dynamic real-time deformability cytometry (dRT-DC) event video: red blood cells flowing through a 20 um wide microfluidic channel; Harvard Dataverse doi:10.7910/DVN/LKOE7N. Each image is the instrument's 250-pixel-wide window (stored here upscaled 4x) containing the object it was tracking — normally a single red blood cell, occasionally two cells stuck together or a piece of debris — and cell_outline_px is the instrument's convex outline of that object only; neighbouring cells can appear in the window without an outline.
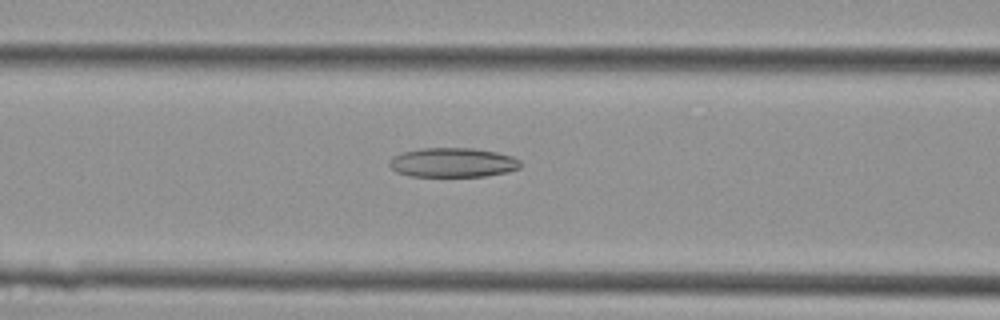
{"species": "Egyptian fruit bat (a non-hibernating species)", "species_latin": "Rousettus aegyptiacus", "temperature_condition": "cold", "stored_images_in_passage": 34, "camera_frame_rate_fps": 3000, "um_per_image_px": 0.085, "animal": {"sex": "female"}, "frame": {"image": 1, "passage_image": 18, "time_ms": 5.667, "image_size_px": [1000, 320], "cell_outline_px": [[520, 168], [508, 172], [484, 176], [408, 176], [396, 172], [388, 164], [388, 160], [404, 152], [420, 148], [472, 148], [496, 152], [512, 156], [520, 160]], "centroid_in_image_um": [38.49, 13.82], "position_along_channel_um": 128.1, "area_um2": 22.43}}
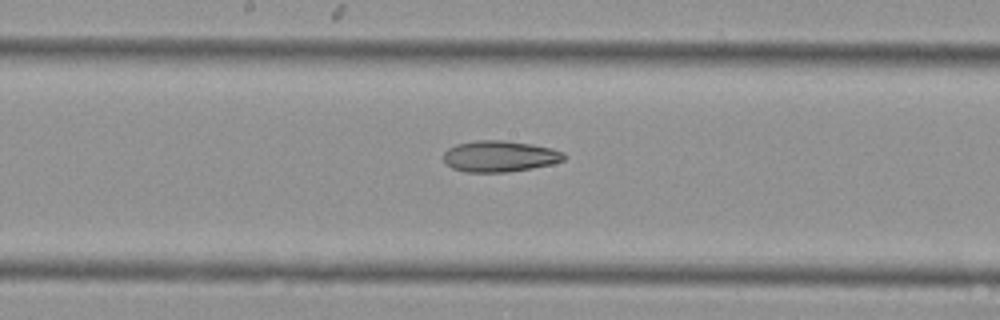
{"frame": {"image": 2, "passage_image": 23, "time_ms": 7.333, "image_size_px": [1000, 320], "cell_outline_px": [[568, 156], [564, 160], [552, 164], [532, 168], [504, 172], [464, 172], [452, 168], [444, 160], [444, 152], [448, 148], [456, 144], [476, 140], [504, 140], [532, 144], [552, 148], [564, 152]], "centroid_in_image_um": [42.5, 13.28], "position_along_channel_um": 205.7, "area_um2": 22.02}}
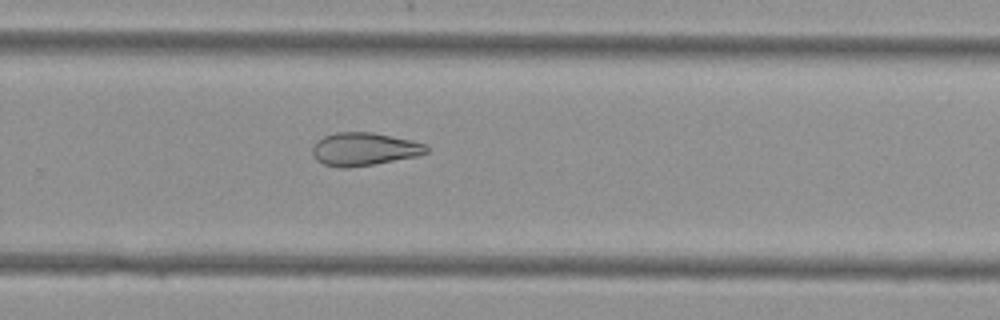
{"frame": {"image": 3, "passage_image": 29, "time_ms": 9.333, "image_size_px": [1000, 320], "cell_outline_px": [[428, 152], [416, 156], [372, 164], [344, 168], [340, 168], [324, 164], [316, 160], [312, 152], [312, 148], [324, 136], [336, 132], [372, 132], [408, 140], [424, 144], [428, 148]], "centroid_in_image_um": [30.92, 12.68], "position_along_channel_um": 298.9, "area_um2": 21.44}}